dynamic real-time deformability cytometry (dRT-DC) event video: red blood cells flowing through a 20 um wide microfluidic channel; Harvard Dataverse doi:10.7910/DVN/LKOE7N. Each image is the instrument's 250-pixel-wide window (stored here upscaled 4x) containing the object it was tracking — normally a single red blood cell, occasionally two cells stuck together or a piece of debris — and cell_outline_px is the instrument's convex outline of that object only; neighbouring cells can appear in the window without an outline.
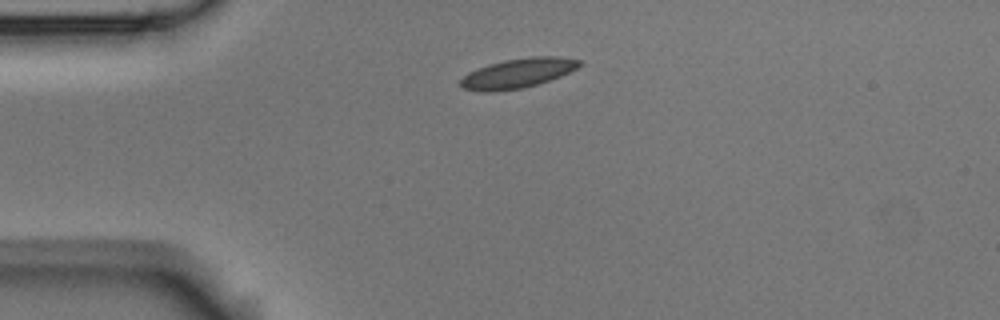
{"species": "Egyptian fruit bat (a non-hibernating species)", "species_latin": "Rousettus aegyptiacus", "temperature_condition": "room temperature", "stored_images_in_passage": 2, "camera_frame_rate_fps": 3000, "um_per_image_px": 0.085, "animal": {"sex": "male"}, "frame": {"image": 1, "passage_image": 1, "time_ms": 0.0, "image_size_px": [1000, 320], "cell_outline_px": [[584, 64], [560, 76], [524, 88], [492, 92], [484, 92], [464, 88], [460, 84], [460, 80], [468, 72], [476, 68], [488, 64], [504, 60], [532, 56], [560, 56], [584, 60]], "centroid_in_image_um": [44.04, 6.2], "position_along_channel_um": 41.0, "area_um2": 20.63}}